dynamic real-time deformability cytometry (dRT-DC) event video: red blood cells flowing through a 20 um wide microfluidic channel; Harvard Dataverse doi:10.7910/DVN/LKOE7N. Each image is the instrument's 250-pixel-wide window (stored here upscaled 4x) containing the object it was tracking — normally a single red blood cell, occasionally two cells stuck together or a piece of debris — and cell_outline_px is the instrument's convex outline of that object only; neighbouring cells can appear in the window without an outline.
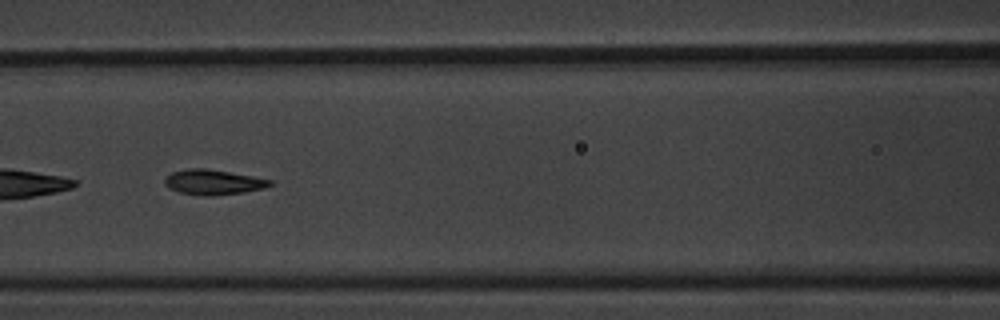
{"species": "common noctule bat (a hibernating species)", "species_latin": "Nyctalus noctula", "temperature_condition": "warm", "stored_images_in_passage": 8, "camera_frame_rate_fps": 3000, "um_per_image_px": 0.085, "animal": {"sex": "male", "body_mass_g": 20.1, "forearm_length_mm": 53.5}, "frame": {"image": 1, "passage_image": 7, "time_ms": 2.0, "image_size_px": [1000, 320], "cell_outline_px": [[272, 184], [264, 188], [244, 192], [212, 196], [200, 196], [180, 192], [168, 188], [164, 184], [164, 180], [172, 172], [188, 168], [204, 168], [252, 176], [272, 180]], "centroid_in_image_um": [18.1, 15.49], "position_along_channel_um": 148.5, "area_um2": 15.32}}